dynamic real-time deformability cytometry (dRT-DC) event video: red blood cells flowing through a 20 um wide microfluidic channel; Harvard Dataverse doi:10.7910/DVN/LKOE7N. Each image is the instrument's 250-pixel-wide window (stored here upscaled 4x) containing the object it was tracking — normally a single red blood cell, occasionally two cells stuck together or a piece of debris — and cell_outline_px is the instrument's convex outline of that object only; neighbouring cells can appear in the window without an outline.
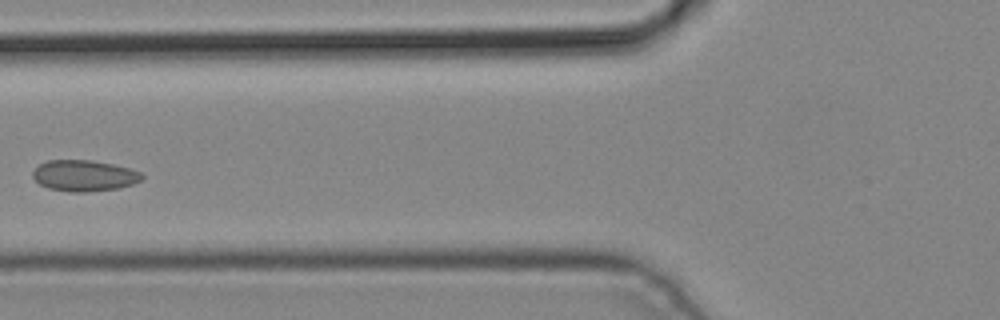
{"species": "common noctule bat (a hibernating species)", "species_latin": "Nyctalus noctula", "temperature_condition": "cold", "stored_images_in_passage": 5, "camera_frame_rate_fps": 3000, "um_per_image_px": 0.085, "animal": {"sex": "male", "body_mass_g": 19.2, "forearm_length_mm": 51.8}, "frame": {"image": 1, "passage_image": 5, "time_ms": 1.333, "image_size_px": [1000, 320], "cell_outline_px": [[144, 176], [140, 180], [132, 184], [120, 188], [84, 192], [68, 192], [48, 188], [40, 184], [32, 176], [32, 172], [40, 164], [48, 160], [92, 160], [112, 164], [128, 168], [140, 172]], "centroid_in_image_um": [7.14, 14.93], "position_along_channel_um": 118.7, "area_um2": 19.71}}